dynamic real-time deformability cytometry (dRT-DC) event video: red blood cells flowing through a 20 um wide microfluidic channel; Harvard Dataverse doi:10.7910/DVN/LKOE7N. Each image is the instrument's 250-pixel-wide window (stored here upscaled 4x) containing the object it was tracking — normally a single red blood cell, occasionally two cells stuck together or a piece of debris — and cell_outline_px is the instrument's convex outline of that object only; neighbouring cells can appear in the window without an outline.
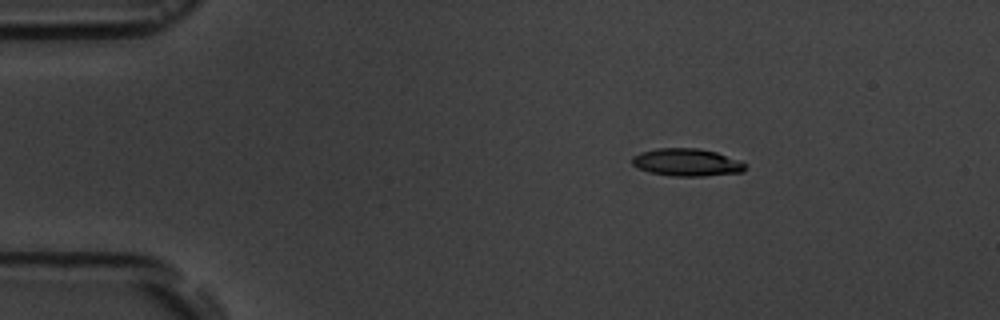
{"species": "common noctule bat (a hibernating species)", "species_latin": "Nyctalus noctula", "temperature_condition": "room temperature", "stored_images_in_passage": 2, "camera_frame_rate_fps": 3000, "um_per_image_px": 0.085, "animal": {"sex": "male", "body_mass_g": 19.5, "forearm_length_mm": 54.6}, "frame": {"image": 1, "passage_image": 1, "time_ms": 0.0, "image_size_px": [1000, 320], "cell_outline_px": [[748, 168], [744, 172], [704, 176], [676, 176], [648, 172], [632, 164], [632, 156], [640, 152], [656, 148], [700, 148], [716, 152], [740, 160]], "centroid_in_image_um": [58.4, 13.79], "position_along_channel_um": 26.6, "area_um2": 18.26}}